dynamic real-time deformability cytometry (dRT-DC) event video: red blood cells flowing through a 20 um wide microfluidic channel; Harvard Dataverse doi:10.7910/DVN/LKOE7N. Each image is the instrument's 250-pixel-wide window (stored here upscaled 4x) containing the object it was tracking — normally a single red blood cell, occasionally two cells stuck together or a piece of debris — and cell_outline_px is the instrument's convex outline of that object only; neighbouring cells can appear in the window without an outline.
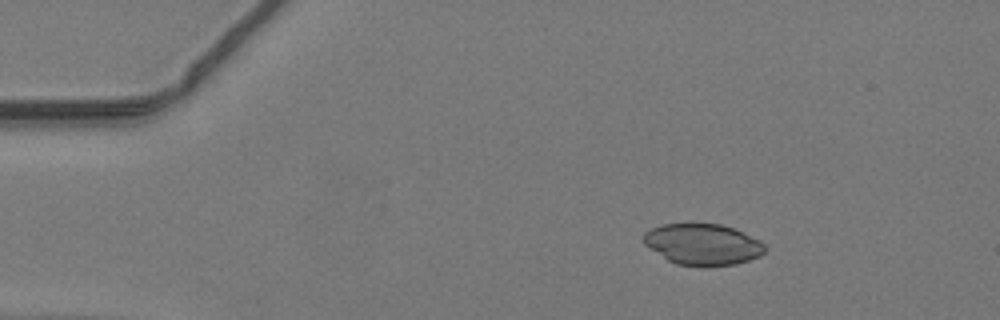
{"species": "common noctule bat (a hibernating species)", "species_latin": "Nyctalus noctula", "temperature_condition": "warm", "stored_images_in_passage": 33, "camera_frame_rate_fps": 3000, "um_per_image_px": 0.085, "animal": {"sex": "male", "body_mass_g": 19.2, "forearm_length_mm": 51.8}, "frame": {"image": 1, "passage_image": 1, "time_ms": 0.0, "image_size_px": [1000, 320], "cell_outline_px": [[768, 248], [760, 256], [736, 264], [708, 268], [700, 268], [676, 264], [668, 260], [644, 244], [644, 232], [660, 224], [720, 224], [732, 228], [760, 240]], "centroid_in_image_um": [59.75, 20.8], "position_along_channel_um": 25.3, "area_um2": 29.42}}